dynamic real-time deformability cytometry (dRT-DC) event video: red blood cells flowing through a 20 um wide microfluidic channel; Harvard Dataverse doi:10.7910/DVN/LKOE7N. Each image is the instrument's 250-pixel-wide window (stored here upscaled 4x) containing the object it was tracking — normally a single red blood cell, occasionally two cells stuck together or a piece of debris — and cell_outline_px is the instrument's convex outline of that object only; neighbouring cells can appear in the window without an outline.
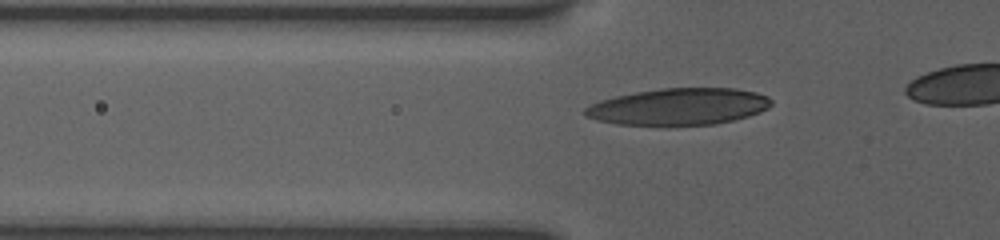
{"species": "human", "species_latin": "Homo sapiens", "temperature_condition": "room temperature", "stored_images_in_passage": 19, "segment_of_instrument_passage": [1, 2], "camera_frame_rate_fps": 3000, "um_per_image_px": 0.085, "donor": {"sex": "female"}, "frame": {"image": 1, "passage_image": 11, "time_ms": 4.333, "image_size_px": [1000, 240], "cell_outline_px": [[772, 104], [768, 108], [760, 112], [748, 116], [716, 124], [616, 124], [596, 120], [584, 116], [580, 112], [584, 108], [600, 100], [616, 96], [636, 92], [660, 88], [736, 88], [756, 92], [768, 96], [772, 100]], "centroid_in_image_um": [57.69, 9.05], "position_along_channel_um": 68.1, "area_um2": 39.77}}
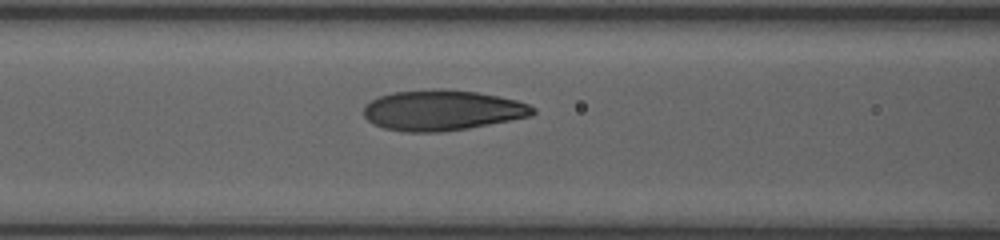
{"frame": {"image": 2, "passage_image": 15, "time_ms": 6.0, "image_size_px": [1000, 240], "cell_outline_px": [[536, 112], [532, 116], [468, 128], [440, 132], [404, 132], [384, 128], [372, 124], [364, 116], [364, 104], [380, 96], [392, 92], [440, 88], [476, 92], [516, 100], [528, 104], [536, 108]], "centroid_in_image_um": [37.57, 9.37], "position_along_channel_um": 129.0, "area_um2": 39.94}}
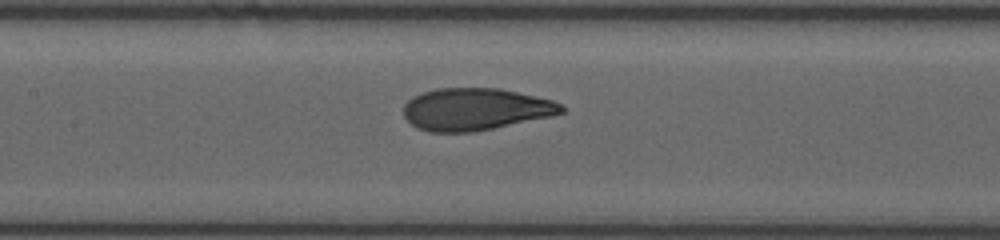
{"frame": {"image": 3, "passage_image": 18, "time_ms": 7.0, "image_size_px": [1000, 240], "cell_outline_px": [[564, 112], [552, 116], [472, 132], [428, 132], [416, 128], [404, 116], [404, 104], [412, 96], [436, 88], [500, 88], [536, 96], [552, 100], [564, 104]], "centroid_in_image_um": [40.41, 9.28], "position_along_channel_um": 167.0, "area_um2": 38.84}}